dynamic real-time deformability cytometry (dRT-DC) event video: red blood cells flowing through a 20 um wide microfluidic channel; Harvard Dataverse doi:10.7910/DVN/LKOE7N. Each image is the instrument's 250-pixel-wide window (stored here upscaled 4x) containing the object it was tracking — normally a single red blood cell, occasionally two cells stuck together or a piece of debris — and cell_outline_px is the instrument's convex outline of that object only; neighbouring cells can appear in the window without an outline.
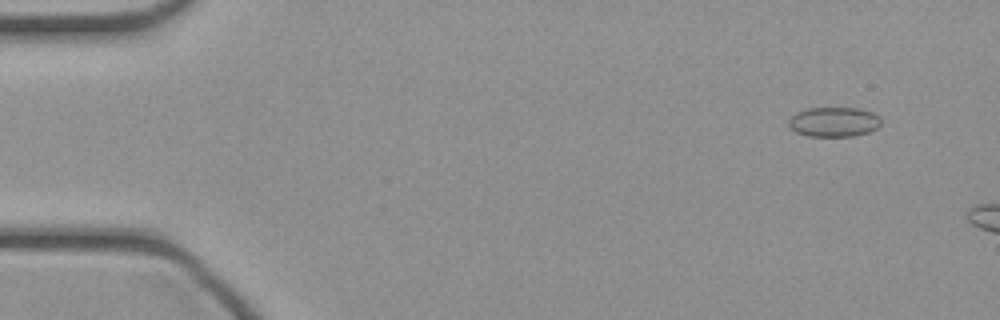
{"species": "common noctule bat (a hibernating species)", "species_latin": "Nyctalus noctula", "temperature_condition": "cold", "stored_images_in_passage": 9, "camera_frame_rate_fps": 3000, "um_per_image_px": 0.085, "animal": {"sex": "female", "body_mass_g": 21.9}, "frame": {"image": 1, "passage_image": 4, "time_ms": 1.0, "image_size_px": [1000, 320], "cell_outline_px": [[880, 124], [876, 128], [868, 132], [852, 136], [808, 136], [796, 132], [788, 128], [788, 120], [796, 112], [808, 108], [860, 108], [872, 112], [880, 116]], "centroid_in_image_um": [70.85, 10.36], "position_along_channel_um": 14.1, "area_um2": 16.07}}